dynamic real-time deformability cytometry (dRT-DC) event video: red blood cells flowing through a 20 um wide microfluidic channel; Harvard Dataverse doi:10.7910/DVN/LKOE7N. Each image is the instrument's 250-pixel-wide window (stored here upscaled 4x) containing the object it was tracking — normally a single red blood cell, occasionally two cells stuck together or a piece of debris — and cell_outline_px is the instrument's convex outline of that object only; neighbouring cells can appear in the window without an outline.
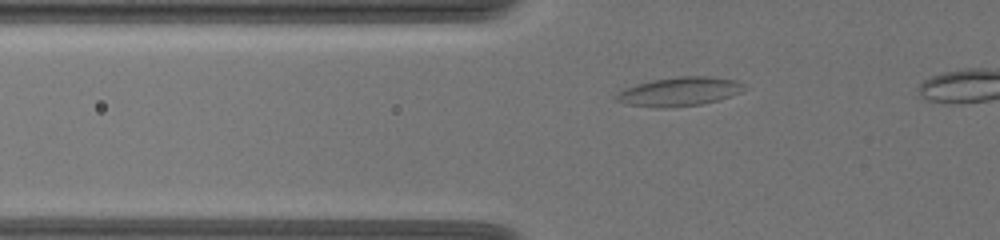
{"species": "common noctule bat (a hibernating species)", "species_latin": "Nyctalus noctula", "temperature_condition": "warm", "stored_images_in_passage": 51, "camera_frame_rate_fps": 3000, "um_per_image_px": 0.085, "animal": {"sex": "female", "body_mass_g": 19.5, "forearm_length_mm": 54.1}, "frame": {"image": 1, "passage_image": 19, "time_ms": 6.0, "image_size_px": [1000, 240], "cell_outline_px": [[748, 88], [740, 92], [716, 100], [700, 104], [664, 108], [660, 108], [628, 104], [616, 100], [612, 96], [636, 84], [652, 80], [676, 76], [704, 76], [736, 80], [744, 84]], "centroid_in_image_um": [57.75, 7.77], "position_along_channel_um": 68.1, "area_um2": 21.27}}
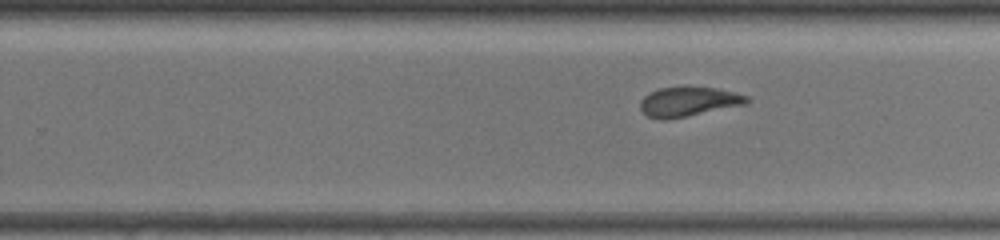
{"frame": {"image": 2, "passage_image": 37, "time_ms": 12.0, "image_size_px": [1000, 240], "cell_outline_px": [[752, 100], [748, 104], [664, 120], [660, 120], [648, 116], [640, 108], [640, 100], [648, 92], [660, 88], [688, 84], [716, 88], [748, 96]], "centroid_in_image_um": [58.52, 8.6], "position_along_channel_um": 271.3, "area_um2": 18.84}}
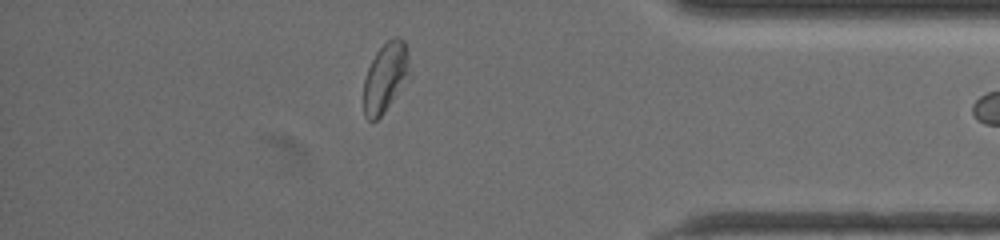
{"frame": {"image": 3, "passage_image": 50, "time_ms": 16.333, "image_size_px": [1000, 240], "cell_outline_px": [[412, 72], [384, 112], [372, 124], [364, 116], [364, 80], [368, 68], [376, 52], [392, 36], [400, 36], [404, 40], [408, 48]], "centroid_in_image_um": [32.79, 6.54], "position_along_channel_um": 402.4, "area_um2": 18.9}}